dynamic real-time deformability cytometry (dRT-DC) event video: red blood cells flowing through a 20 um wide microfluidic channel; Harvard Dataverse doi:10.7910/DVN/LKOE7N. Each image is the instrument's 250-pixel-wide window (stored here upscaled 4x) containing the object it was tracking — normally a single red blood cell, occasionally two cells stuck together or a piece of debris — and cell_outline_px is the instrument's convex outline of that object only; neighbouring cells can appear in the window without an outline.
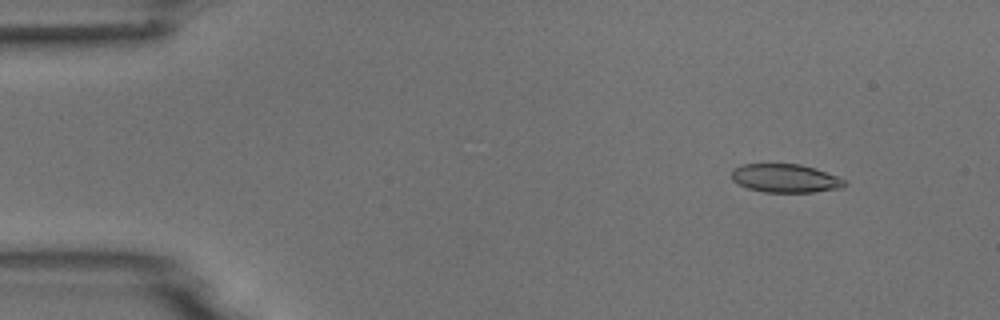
{"species": "common noctule bat (a hibernating species)", "species_latin": "Nyctalus noctula", "temperature_condition": "room temperature", "stored_images_in_passage": 9, "camera_frame_rate_fps": 3000, "um_per_image_px": 0.085, "animal": {"sex": "male", "body_mass_g": 18.8}, "frame": {"image": 1, "passage_image": 1, "time_ms": 0.0, "image_size_px": [1000, 320], "cell_outline_px": [[848, 184], [844, 188], [812, 192], [764, 192], [748, 188], [732, 180], [732, 168], [740, 164], [800, 164], [816, 168], [836, 176], [844, 180]], "centroid_in_image_um": [66.76, 15.15], "position_along_channel_um": 18.2, "area_um2": 18.84}}
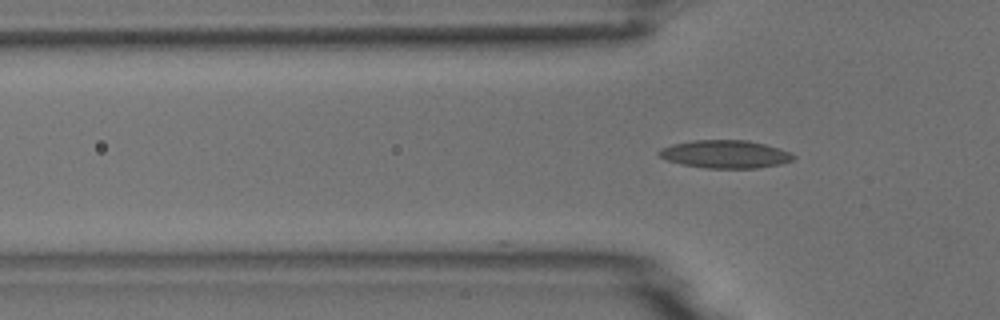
{"frame": {"image": 2, "passage_image": 4, "time_ms": 3.667, "image_size_px": [1000, 320], "cell_outline_px": [[796, 156], [792, 160], [780, 164], [756, 168], [708, 168], [680, 164], [668, 160], [660, 156], [656, 152], [660, 148], [672, 144], [692, 140], [748, 140], [780, 148], [792, 152]], "centroid_in_image_um": [61.65, 13.1], "position_along_channel_um": 64.2, "area_um2": 21.96}}
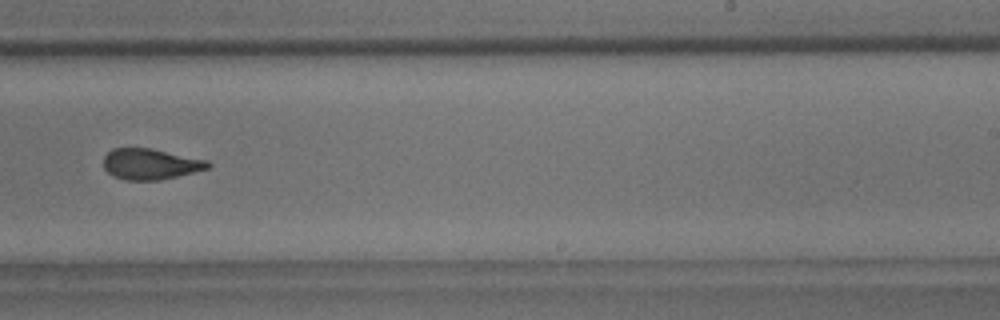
{"frame": {"image": 3, "passage_image": 9, "time_ms": 9.333, "image_size_px": [1000, 320], "cell_outline_px": [[212, 164], [208, 168], [160, 180], [124, 180], [112, 176], [104, 168], [104, 156], [112, 148], [152, 148], [208, 160]], "centroid_in_image_um": [12.77, 13.94], "position_along_channel_um": 276.2, "area_um2": 18.79}}